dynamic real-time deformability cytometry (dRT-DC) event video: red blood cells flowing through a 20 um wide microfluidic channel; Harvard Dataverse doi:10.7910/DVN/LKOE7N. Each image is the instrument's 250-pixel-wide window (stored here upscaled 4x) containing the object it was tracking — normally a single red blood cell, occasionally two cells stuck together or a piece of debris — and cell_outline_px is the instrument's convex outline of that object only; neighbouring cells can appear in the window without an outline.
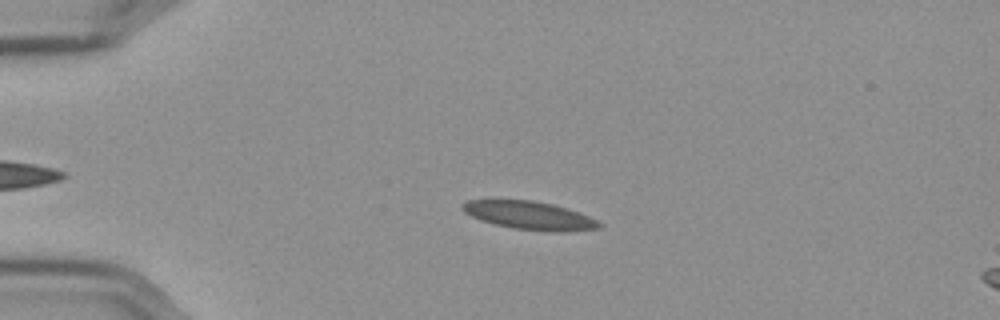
{"species": "Egyptian fruit bat (a non-hibernating species)", "species_latin": "Rousettus aegyptiacus", "temperature_condition": "cold", "stored_images_in_passage": 49, "camera_frame_rate_fps": 3000, "um_per_image_px": 0.085, "frame": {"image": 1, "passage_image": 12, "time_ms": 3.667, "image_size_px": [1000, 320], "cell_outline_px": [[604, 224], [600, 228], [564, 232], [516, 228], [496, 224], [472, 216], [464, 212], [460, 208], [460, 204], [468, 200], [532, 200], [552, 204], [580, 212]], "centroid_in_image_um": [45.03, 18.3], "position_along_channel_um": 40.0, "area_um2": 22.14}}
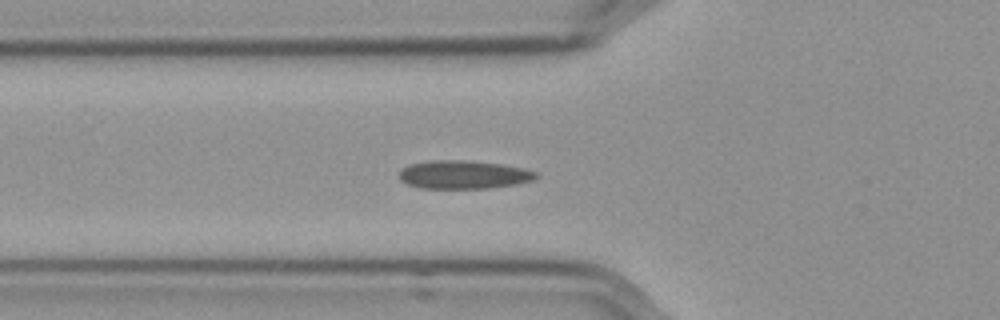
{"frame": {"image": 2, "passage_image": 19, "time_ms": 6.0, "image_size_px": [1000, 320], "cell_outline_px": [[540, 176], [532, 180], [516, 184], [488, 188], [420, 188], [408, 184], [400, 180], [400, 168], [408, 164], [432, 160], [464, 160], [500, 164], [524, 168], [536, 172]], "centroid_in_image_um": [39.38, 14.84], "position_along_channel_um": 86.4, "area_um2": 22.6}}
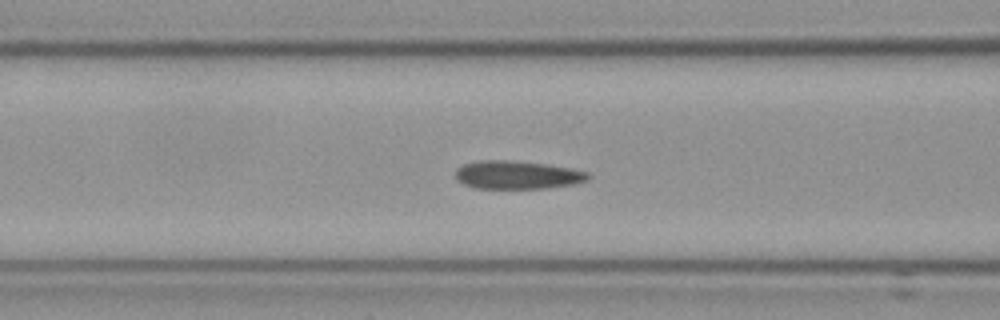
{"frame": {"image": 3, "passage_image": 22, "time_ms": 7.0, "image_size_px": [1000, 320], "cell_outline_px": [[592, 176], [588, 180], [572, 184], [544, 188], [476, 188], [464, 184], [456, 180], [456, 168], [464, 164], [480, 160], [508, 160], [544, 164], [568, 168], [588, 172]], "centroid_in_image_um": [43.94, 14.87], "position_along_channel_um": 122.7, "area_um2": 21.62}, "authors_computed_cell_mechanics": {"area_um2": 21.964, "velocity_mm_per_s": 3.5673, "shape_relaxation_time_tau1_ms": null, "shape_relaxation_time_tau2_ms": 2.8163, "deformation_change_tau1": null, "deformation_change_tau2": 0.0562}}